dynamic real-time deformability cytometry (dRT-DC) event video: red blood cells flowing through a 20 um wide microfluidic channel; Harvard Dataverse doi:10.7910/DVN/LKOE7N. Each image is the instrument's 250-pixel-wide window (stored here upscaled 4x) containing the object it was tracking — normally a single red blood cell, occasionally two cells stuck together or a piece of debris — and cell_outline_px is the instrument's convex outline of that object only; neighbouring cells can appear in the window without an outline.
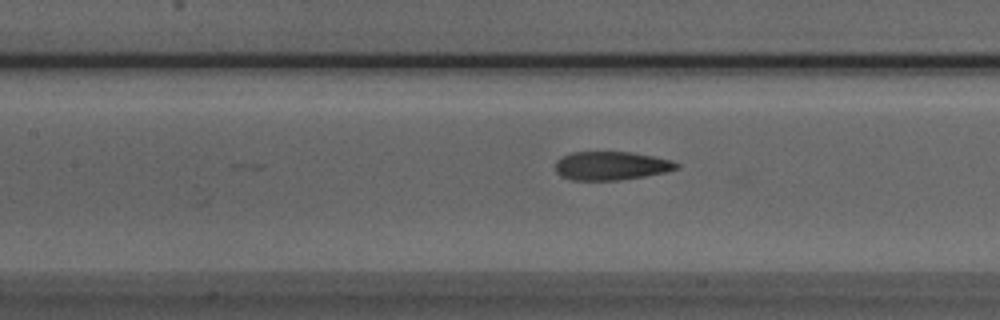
{"species": "Egyptian fruit bat (a non-hibernating species)", "species_latin": "Rousettus aegyptiacus", "temperature_condition": "room temperature", "stored_images_in_passage": 42, "camera_frame_rate_fps": 3000, "um_per_image_px": 0.085, "animal": {"sex": "male"}, "frame": {"image": 1, "passage_image": 23, "time_ms": 7.333, "image_size_px": [1000, 320], "cell_outline_px": [[680, 168], [668, 172], [620, 180], [572, 180], [560, 176], [556, 172], [556, 160], [560, 156], [572, 152], [632, 152], [672, 160], [680, 164]], "centroid_in_image_um": [51.96, 14.09], "position_along_channel_um": 155.4, "area_um2": 20.4}}
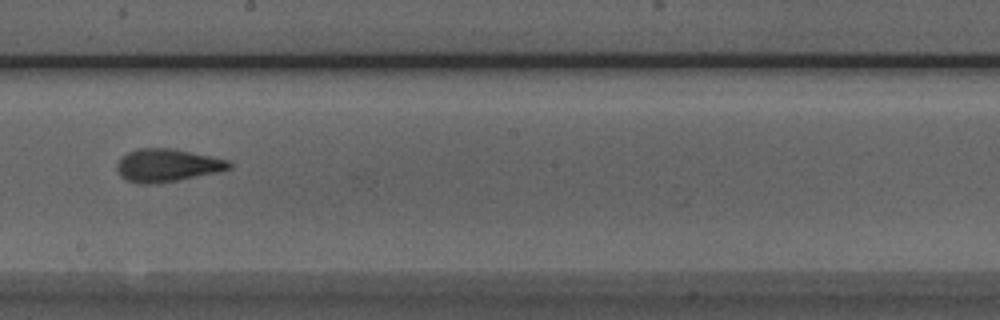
{"frame": {"image": 2, "passage_image": 29, "time_ms": 9.333, "image_size_px": [1000, 320], "cell_outline_px": [[232, 168], [216, 172], [156, 184], [140, 184], [124, 180], [120, 176], [116, 168], [116, 164], [120, 156], [136, 148], [176, 148], [228, 160], [232, 164]], "centroid_in_image_um": [14.15, 14.04], "position_along_channel_um": 234.0, "area_um2": 21.73}}
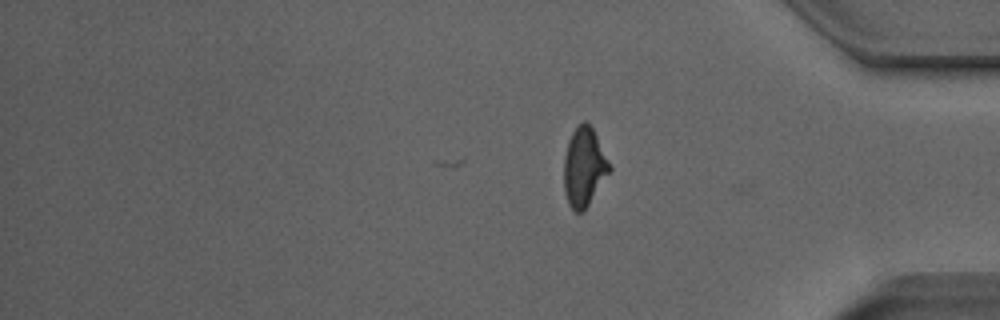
{"frame": {"image": 3, "passage_image": 42, "time_ms": 13.667, "image_size_px": [1000, 320], "cell_outline_px": [[612, 168], [584, 212], [576, 212], [568, 204], [564, 192], [564, 156], [568, 140], [572, 132], [584, 120], [588, 120]], "centroid_in_image_um": [49.63, 14.21], "position_along_channel_um": 385.6, "area_um2": 20.87}, "authors_computed_cell_mechanics": {"area_um2": 20.8658, "velocity_mm_per_s": 3.9336, "shape_relaxation_time_tau1_ms": 5.1159, "shape_relaxation_time_tau2_ms": 1.6783, "deformation_change_tau1": 0.2062, "deformation_change_tau2": 0.1035}}